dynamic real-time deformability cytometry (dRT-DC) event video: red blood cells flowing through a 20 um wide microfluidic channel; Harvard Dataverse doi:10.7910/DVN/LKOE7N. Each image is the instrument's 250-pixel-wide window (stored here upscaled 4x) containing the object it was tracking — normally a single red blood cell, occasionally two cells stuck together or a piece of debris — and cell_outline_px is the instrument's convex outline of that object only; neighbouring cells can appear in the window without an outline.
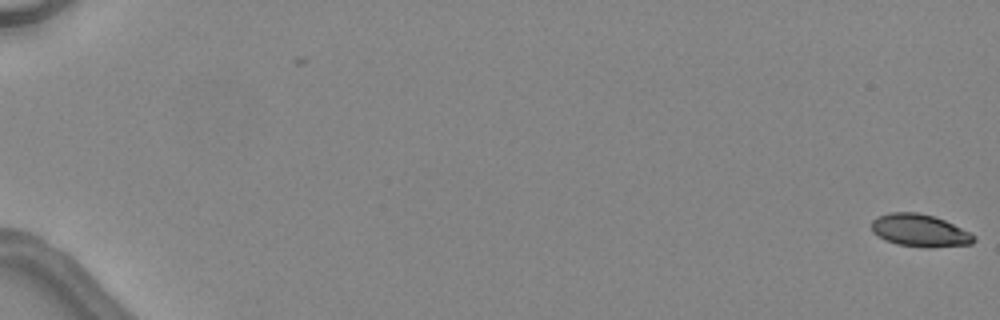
{"species": "common noctule bat (a hibernating species)", "species_latin": "Nyctalus noctula", "temperature_condition": "warm", "stored_images_in_passage": 7, "camera_frame_rate_fps": 3000, "um_per_image_px": 0.085, "animal": {"sex": "female", "body_mass_g": 24.6, "forearm_length_mm": 56.2}, "frame": {"image": 1, "passage_image": 1, "time_ms": 0.0, "image_size_px": [1000, 320], "cell_outline_px": [[976, 240], [972, 244], [896, 244], [884, 240], [872, 232], [872, 220], [876, 216], [892, 212], [916, 212], [932, 216], [944, 220], [976, 236]], "centroid_in_image_um": [78.09, 19.53], "position_along_channel_um": 6.9, "area_um2": 18.26}}